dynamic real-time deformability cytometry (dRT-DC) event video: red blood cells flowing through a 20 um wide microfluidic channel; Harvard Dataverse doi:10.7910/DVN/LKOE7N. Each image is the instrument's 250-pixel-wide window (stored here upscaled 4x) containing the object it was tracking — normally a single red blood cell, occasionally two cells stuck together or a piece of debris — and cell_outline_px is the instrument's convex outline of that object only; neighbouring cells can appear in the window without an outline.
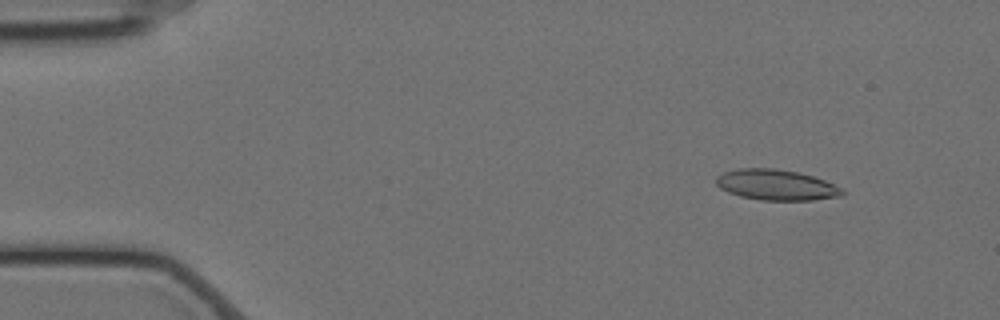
{"species": "Egyptian fruit bat (a non-hibernating species)", "species_latin": "Rousettus aegyptiacus", "temperature_condition": "cold", "stored_images_in_passage": 57, "camera_frame_rate_fps": 3000, "um_per_image_px": 0.085, "animal": {"sex": "female"}, "frame": {"image": 1, "passage_image": 6, "time_ms": 1.667, "image_size_px": [1000, 320], "cell_outline_px": [[844, 196], [812, 200], [760, 200], [740, 196], [728, 192], [720, 188], [716, 184], [716, 176], [724, 172], [736, 168], [776, 168], [800, 172], [824, 180], [844, 188]], "centroid_in_image_um": [66.0, 15.71], "position_along_channel_um": 19.0, "area_um2": 22.77}}
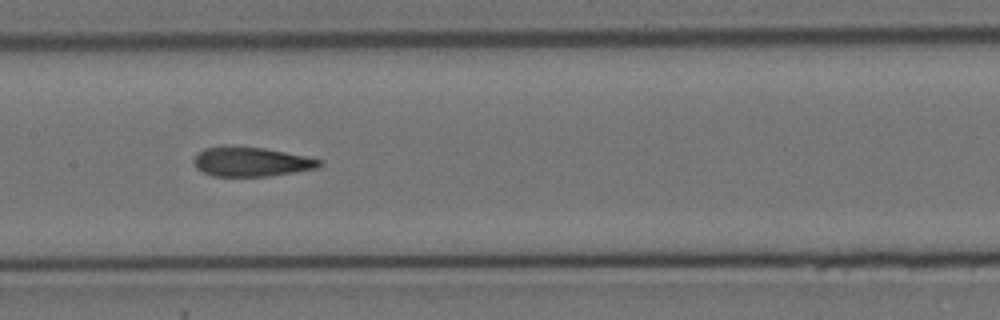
{"frame": {"image": 2, "passage_image": 28, "time_ms": 9.0, "image_size_px": [1000, 320], "cell_outline_px": [[320, 164], [316, 168], [268, 176], [212, 176], [200, 172], [196, 168], [192, 160], [204, 148], [264, 148], [304, 156], [320, 160]], "centroid_in_image_um": [21.3, 13.78], "position_along_channel_um": 186.1, "area_um2": 20.69}}
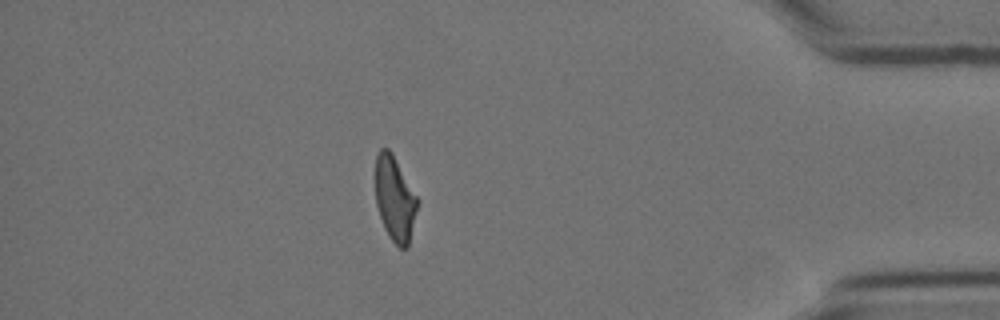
{"frame": {"image": 3, "passage_image": 50, "time_ms": 16.333, "image_size_px": [1000, 320], "cell_outline_px": [[416, 208], [408, 248], [400, 248], [388, 236], [384, 228], [376, 204], [376, 152], [380, 148], [388, 148], [392, 152], [416, 196]], "centroid_in_image_um": [33.52, 16.88], "position_along_channel_um": 401.7, "area_um2": 20.29}, "authors_computed_cell_mechanics": {"area_um2": 22.0218, "velocity_mm_per_s": 3.5088, "shape_relaxation_time_tau1_ms": null, "shape_relaxation_time_tau2_ms": 2.5027, "deformation_change_tau1": null, "deformation_change_tau2": 0.1003}}